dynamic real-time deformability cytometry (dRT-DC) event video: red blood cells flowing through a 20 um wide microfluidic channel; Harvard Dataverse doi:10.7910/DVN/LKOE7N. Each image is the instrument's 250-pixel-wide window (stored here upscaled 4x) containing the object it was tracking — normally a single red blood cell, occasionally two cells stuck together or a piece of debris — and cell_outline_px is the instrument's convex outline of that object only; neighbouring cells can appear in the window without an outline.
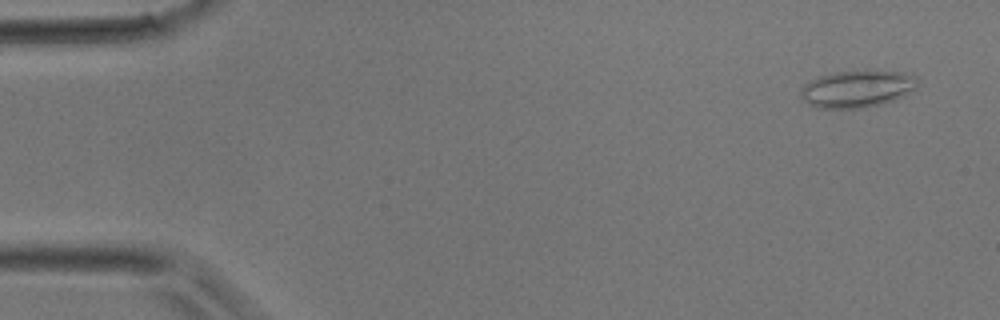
{"species": "common noctule bat (a hibernating species)", "species_latin": "Nyctalus noctula", "temperature_condition": "room temperature", "stored_images_in_passage": 36, "camera_frame_rate_fps": 3000, "um_per_image_px": 0.085, "animal": {"sex": "male", "body_mass_g": 17.9}, "frame": {"image": 1, "passage_image": 1, "time_ms": 0.0, "image_size_px": [1000, 320], "cell_outline_px": [[916, 88], [904, 96], [896, 100], [864, 108], [816, 108], [808, 104], [800, 96], [800, 88], [804, 84], [820, 76], [836, 72], [868, 68], [900, 72], [916, 76]], "centroid_in_image_um": [72.86, 7.53], "position_along_channel_um": 12.1, "area_um2": 25.84}}
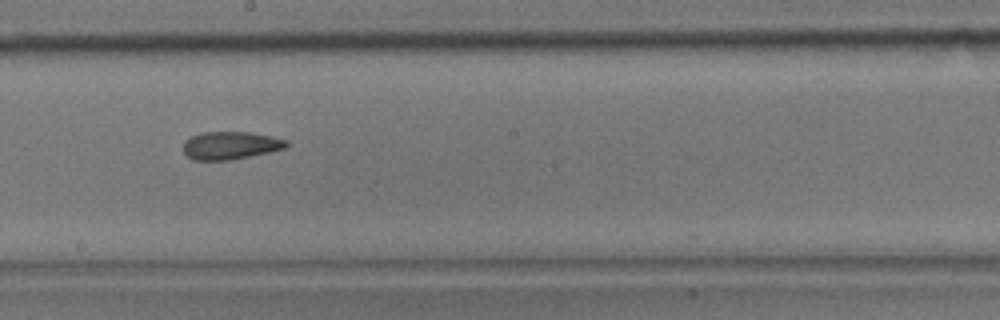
{"frame": {"image": 2, "passage_image": 21, "time_ms": 6.667, "image_size_px": [1000, 320], "cell_outline_px": [[288, 148], [232, 160], [192, 160], [184, 152], [184, 140], [200, 132], [248, 132], [272, 136], [288, 140]], "centroid_in_image_um": [19.61, 12.36], "position_along_channel_um": 228.6, "area_um2": 16.88}}
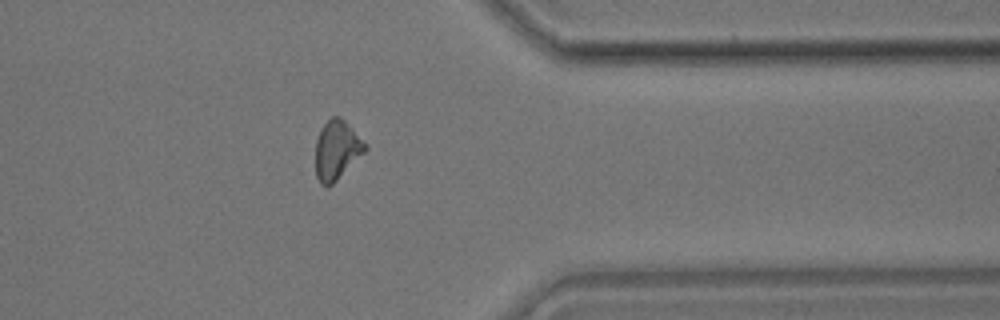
{"frame": {"image": 3, "passage_image": 31, "time_ms": 10.0, "image_size_px": [1000, 320], "cell_outline_px": [[368, 148], [328, 188], [320, 184], [316, 176], [316, 140], [320, 128], [332, 116], [340, 116], [368, 144]], "centroid_in_image_um": [28.62, 12.74], "position_along_channel_um": 382.8, "area_um2": 17.05}}